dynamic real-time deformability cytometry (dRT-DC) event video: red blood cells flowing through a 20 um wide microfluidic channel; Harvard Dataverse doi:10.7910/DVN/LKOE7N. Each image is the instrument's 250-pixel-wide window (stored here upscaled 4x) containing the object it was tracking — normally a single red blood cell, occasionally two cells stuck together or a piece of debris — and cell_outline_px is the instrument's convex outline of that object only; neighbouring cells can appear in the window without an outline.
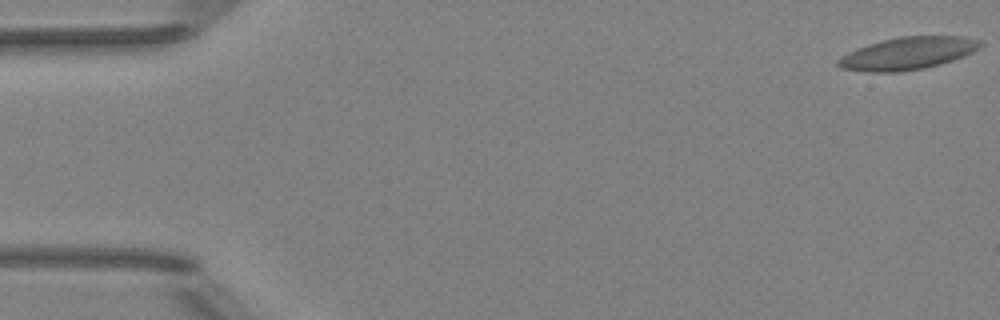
{"species": "Egyptian fruit bat (a non-hibernating species)", "species_latin": "Rousettus aegyptiacus", "temperature_condition": "room temperature", "stored_images_in_passage": 53, "camera_frame_rate_fps": 3000, "um_per_image_px": 0.085, "animal": {"sex": "female"}, "frame": {"image": 1, "passage_image": 1, "time_ms": 0.0, "image_size_px": [1000, 320], "cell_outline_px": [[984, 44], [980, 48], [964, 56], [940, 64], [924, 68], [900, 72], [864, 72], [840, 68], [836, 64], [836, 60], [848, 52], [856, 48], [868, 44], [900, 36], [964, 36], [984, 40]], "centroid_in_image_um": [77.18, 4.53], "position_along_channel_um": 7.8, "area_um2": 27.17}}
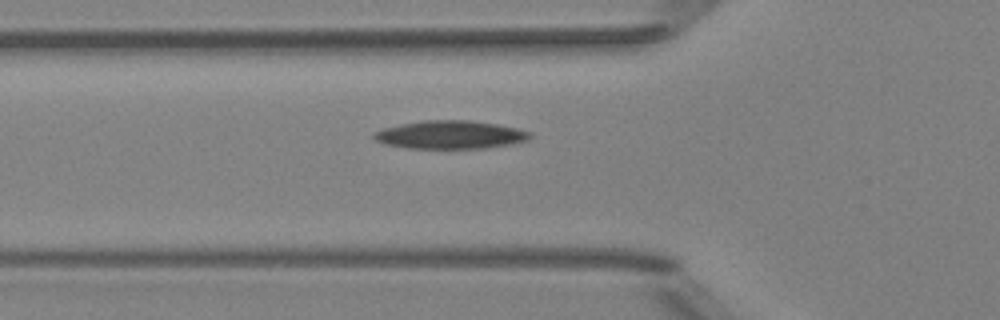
{"frame": {"image": 2, "passage_image": 19, "time_ms": 6.0, "image_size_px": [1000, 320], "cell_outline_px": [[532, 136], [528, 140], [512, 144], [488, 148], [408, 148], [384, 144], [376, 140], [372, 136], [372, 132], [384, 128], [400, 124], [424, 120], [468, 120], [496, 124], [516, 128], [532, 132]], "centroid_in_image_um": [38.28, 11.45], "position_along_channel_um": 87.5, "area_um2": 25.72}}
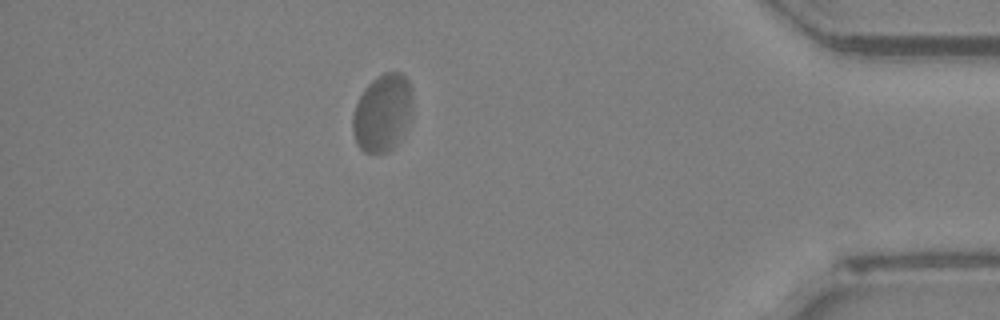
{"frame": {"image": 3, "passage_image": 47, "time_ms": 15.333, "image_size_px": [1000, 320], "cell_outline_px": [[412, 108], [408, 124], [404, 136], [388, 152], [364, 152], [356, 144], [352, 132], [352, 116], [356, 104], [364, 88], [372, 80], [384, 72], [400, 72], [408, 80], [412, 88]], "centroid_in_image_um": [32.52, 9.59], "position_along_channel_um": 402.7, "area_um2": 27.34}, "authors_computed_cell_mechanics": {"area_um2": 25.721, "velocity_mm_per_s": 3.8512, "shape_relaxation_time_tau1_ms": null, "shape_relaxation_time_tau2_ms": 0.8805, "deformation_change_tau1": null, "deformation_change_tau2": 0.0373}}